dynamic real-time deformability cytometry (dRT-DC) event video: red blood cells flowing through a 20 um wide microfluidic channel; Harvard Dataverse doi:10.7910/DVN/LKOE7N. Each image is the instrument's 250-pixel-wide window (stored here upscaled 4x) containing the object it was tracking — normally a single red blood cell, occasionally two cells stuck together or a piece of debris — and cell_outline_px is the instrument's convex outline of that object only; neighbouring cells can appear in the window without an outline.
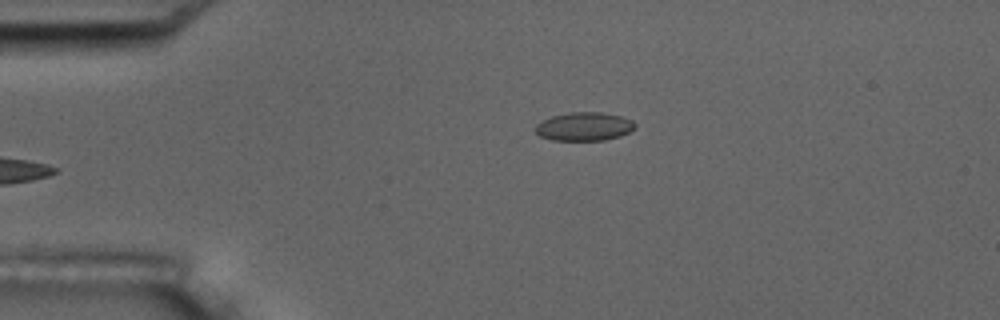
{"species": "common noctule bat (a hibernating species)", "species_latin": "Nyctalus noctula", "temperature_condition": "room temperature", "stored_images_in_passage": 5, "camera_frame_rate_fps": 3000, "um_per_image_px": 0.085, "animal": {"sex": "male", "body_mass_g": 17.5, "forearm_length_mm": 52.3}, "frame": {"image": 1, "passage_image": 5, "time_ms": 4.667, "image_size_px": [1000, 320], "cell_outline_px": [[636, 128], [620, 136], [604, 140], [552, 140], [540, 136], [536, 132], [536, 124], [540, 120], [552, 116], [568, 112], [600, 112], [620, 116], [632, 120], [636, 124]], "centroid_in_image_um": [49.64, 10.75], "position_along_channel_um": 35.4, "area_um2": 16.59}}